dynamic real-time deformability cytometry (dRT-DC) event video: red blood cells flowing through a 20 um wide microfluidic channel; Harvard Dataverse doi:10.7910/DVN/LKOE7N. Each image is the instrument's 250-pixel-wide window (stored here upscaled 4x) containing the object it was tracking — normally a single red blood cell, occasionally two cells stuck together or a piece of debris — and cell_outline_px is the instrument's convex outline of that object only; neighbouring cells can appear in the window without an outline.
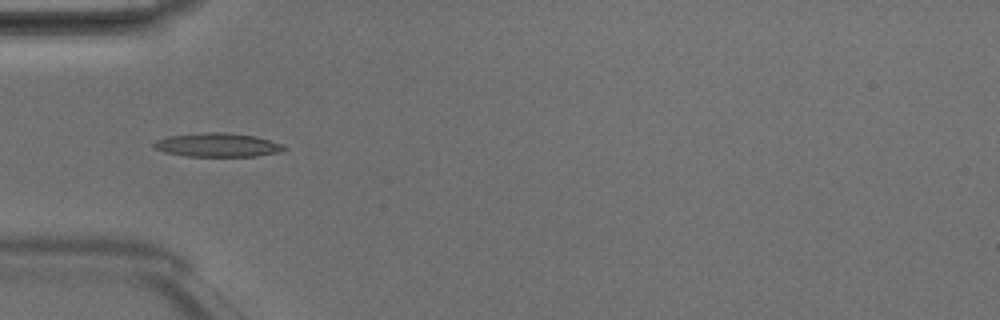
{"species": "Egyptian fruit bat (a non-hibernating species)", "species_latin": "Rousettus aegyptiacus", "temperature_condition": "room temperature", "stored_images_in_passage": 5, "camera_frame_rate_fps": 3000, "um_per_image_px": 0.085, "animal": {"sex": "male"}, "frame": {"image": 1, "passage_image": 5, "time_ms": 1.333, "image_size_px": [1000, 320], "cell_outline_px": [[288, 148], [280, 152], [256, 156], [188, 156], [164, 152], [156, 148], [152, 144], [156, 140], [168, 136], [200, 132], [224, 132], [256, 136], [284, 144]], "centroid_in_image_um": [18.52, 12.31], "position_along_channel_um": 66.5, "area_um2": 18.15}}